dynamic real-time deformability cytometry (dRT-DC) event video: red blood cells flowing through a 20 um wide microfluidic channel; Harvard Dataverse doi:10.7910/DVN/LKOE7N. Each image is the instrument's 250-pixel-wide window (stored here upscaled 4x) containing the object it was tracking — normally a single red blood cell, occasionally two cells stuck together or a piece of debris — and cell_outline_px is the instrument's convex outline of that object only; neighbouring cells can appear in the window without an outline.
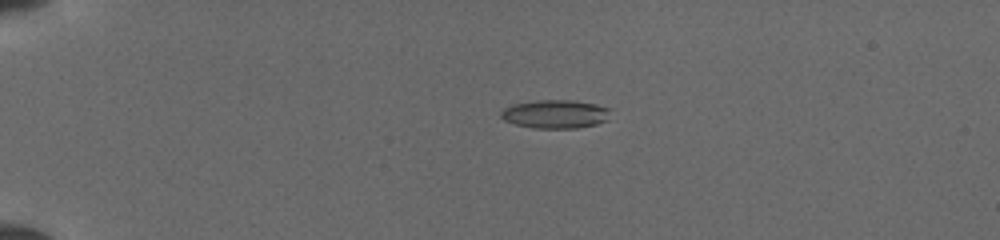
{"species": "common noctule bat (a hibernating species)", "species_latin": "Nyctalus noctula", "temperature_condition": "cold", "stored_images_in_passage": 88, "camera_frame_rate_fps": 3000, "um_per_image_px": 0.085, "animal": {"sex": "female", "body_mass_g": 19.5, "forearm_length_mm": 54.1}, "frame": {"image": 1, "passage_image": 17, "time_ms": 2.333, "image_size_px": [1000, 240], "cell_outline_px": [[608, 120], [596, 124], [576, 128], [532, 128], [516, 124], [504, 120], [500, 116], [500, 112], [504, 108], [512, 104], [536, 100], [576, 100], [596, 104], [608, 108]], "centroid_in_image_um": [47.17, 9.69], "position_along_channel_um": 37.8, "area_um2": 18.21}}
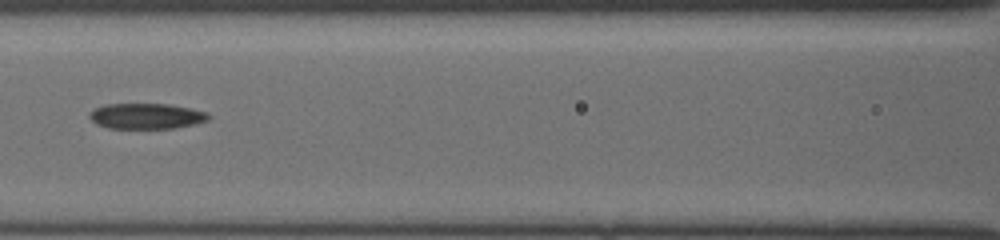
{"frame": {"image": 2, "passage_image": 48, "time_ms": 6.667, "image_size_px": [1000, 240], "cell_outline_px": [[208, 120], [192, 124], [172, 128], [108, 128], [96, 124], [88, 116], [96, 108], [104, 104], [168, 104], [188, 108], [204, 112], [208, 116]], "centroid_in_image_um": [12.38, 9.87], "position_along_channel_um": 154.2, "area_um2": 17.34}}
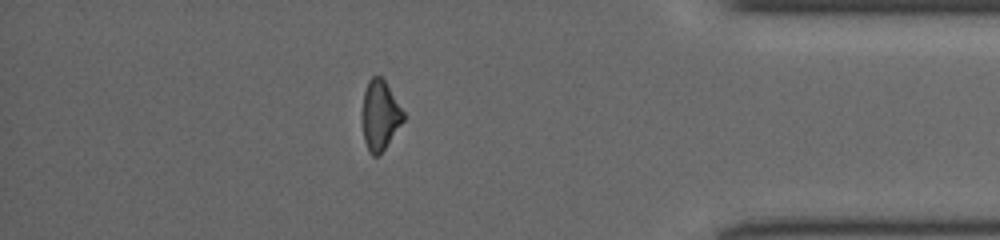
{"frame": {"image": 3, "passage_image": 82, "time_ms": 13.333, "image_size_px": [1000, 240], "cell_outline_px": [[404, 120], [380, 156], [372, 156], [368, 152], [364, 140], [364, 92], [368, 80], [372, 76], [380, 76], [384, 80], [404, 112]], "centroid_in_image_um": [32.32, 9.84], "position_along_channel_um": 402.9, "area_um2": 16.36}}